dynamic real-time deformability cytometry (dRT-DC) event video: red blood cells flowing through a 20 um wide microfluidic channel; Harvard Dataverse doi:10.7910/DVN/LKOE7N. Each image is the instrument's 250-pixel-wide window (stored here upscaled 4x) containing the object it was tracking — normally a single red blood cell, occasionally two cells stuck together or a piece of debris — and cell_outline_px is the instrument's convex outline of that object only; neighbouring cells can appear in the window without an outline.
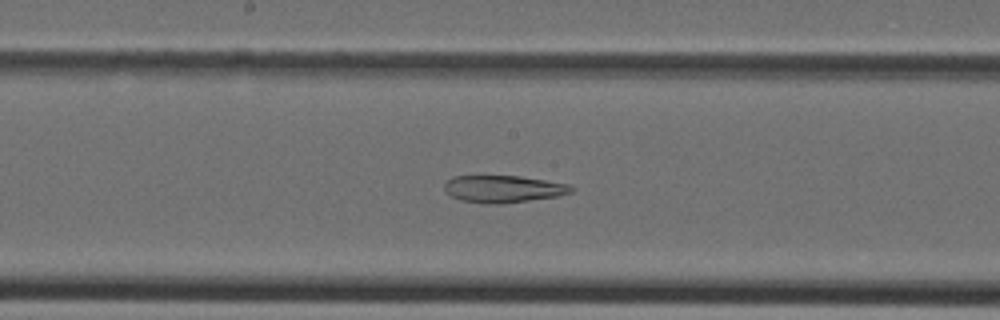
{"species": "Egyptian fruit bat (a non-hibernating species)", "species_latin": "Rousettus aegyptiacus", "temperature_condition": "cold", "stored_images_in_passage": 38, "camera_frame_rate_fps": 3000, "um_per_image_px": 0.085, "animal": {"sex": "female"}, "frame": {"image": 1, "passage_image": 19, "time_ms": 6.0, "image_size_px": [1000, 320], "cell_outline_px": [[576, 188], [572, 192], [556, 196], [500, 204], [484, 204], [460, 200], [444, 192], [444, 180], [452, 176], [520, 176], [568, 184]], "centroid_in_image_um": [42.71, 16.06], "position_along_channel_um": 205.5, "area_um2": 20.17}}
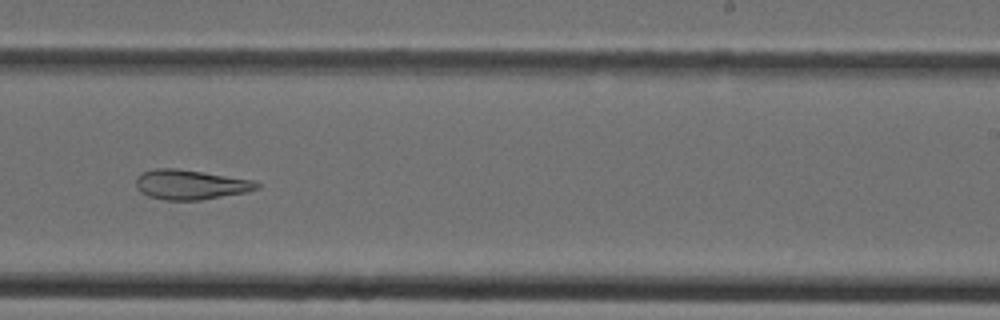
{"frame": {"image": 2, "passage_image": 23, "time_ms": 7.333, "image_size_px": [1000, 320], "cell_outline_px": [[260, 188], [248, 192], [200, 200], [164, 200], [148, 196], [140, 192], [136, 188], [136, 176], [140, 172], [156, 168], [176, 168], [256, 180], [260, 184]], "centroid_in_image_um": [16.19, 15.69], "position_along_channel_um": 272.8, "area_um2": 21.27}}
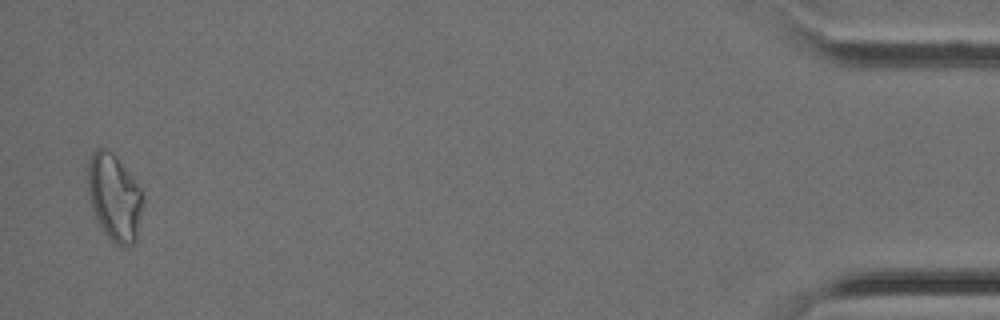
{"frame": {"image": 3, "passage_image": 37, "time_ms": 12.0, "image_size_px": [1000, 320], "cell_outline_px": [[140, 208], [136, 244], [124, 248], [116, 244], [104, 232], [92, 208], [88, 192], [88, 160], [92, 152], [96, 148], [104, 148], [112, 152], [140, 188]], "centroid_in_image_um": [9.68, 16.78], "position_along_channel_um": 425.5, "area_um2": 27.11}}